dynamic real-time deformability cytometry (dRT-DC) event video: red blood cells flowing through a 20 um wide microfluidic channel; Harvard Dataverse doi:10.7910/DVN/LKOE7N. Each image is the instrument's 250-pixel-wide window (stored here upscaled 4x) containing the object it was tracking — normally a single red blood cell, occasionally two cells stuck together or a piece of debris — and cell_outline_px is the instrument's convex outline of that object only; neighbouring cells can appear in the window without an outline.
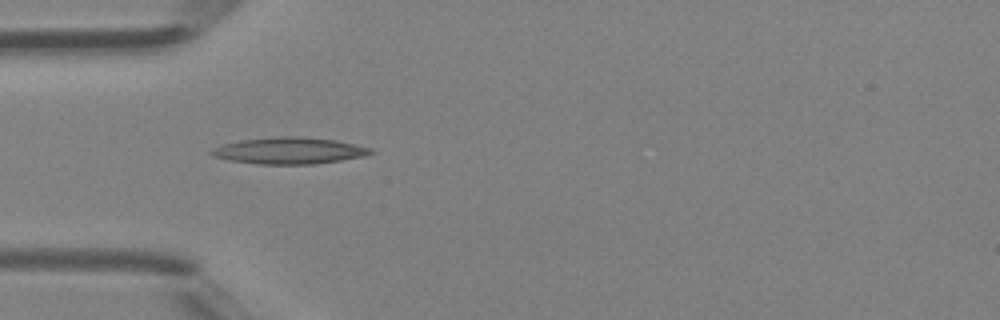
{"species": "Egyptian fruit bat (a non-hibernating species)", "species_latin": "Rousettus aegyptiacus", "temperature_condition": "room temperature", "stored_images_in_passage": 26, "camera_frame_rate_fps": 3000, "um_per_image_px": 0.085, "animal": {"sex": "female"}, "frame": {"image": 1, "passage_image": 1, "time_ms": 0.0, "image_size_px": [1000, 320], "cell_outline_px": [[376, 152], [364, 156], [340, 160], [312, 164], [260, 164], [232, 160], [212, 156], [208, 152], [212, 148], [224, 144], [240, 140], [276, 136], [304, 136], [336, 140], [372, 148]], "centroid_in_image_um": [24.6, 12.79], "position_along_channel_um": 60.4, "area_um2": 24.68}}
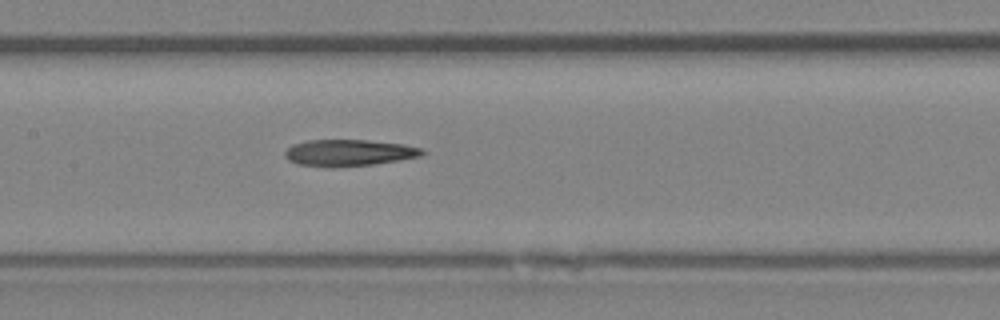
{"frame": {"image": 2, "passage_image": 9, "time_ms": 2.667, "image_size_px": [1000, 320], "cell_outline_px": [[428, 152], [420, 156], [400, 160], [372, 164], [332, 168], [296, 164], [288, 160], [284, 156], [284, 152], [292, 144], [308, 140], [368, 140], [404, 144], [424, 148]], "centroid_in_image_um": [29.66, 12.99], "position_along_channel_um": 177.7, "area_um2": 21.56}}
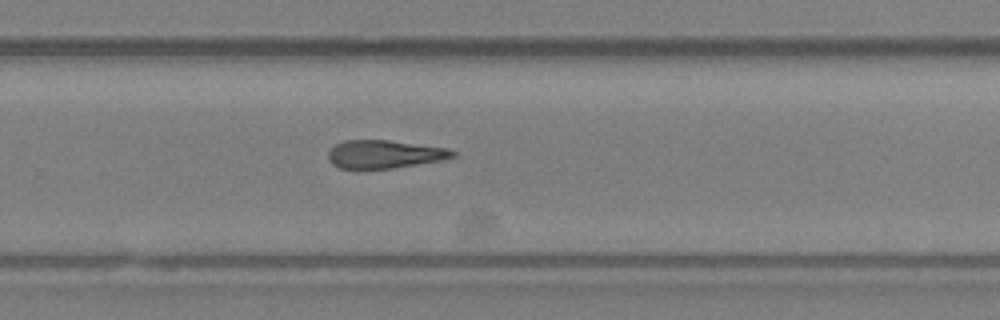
{"frame": {"image": 3, "passage_image": 17, "time_ms": 5.333, "image_size_px": [1000, 320], "cell_outline_px": [[456, 156], [440, 160], [392, 168], [340, 168], [332, 164], [328, 160], [328, 152], [336, 144], [344, 140], [388, 140], [448, 148], [456, 152]], "centroid_in_image_um": [32.67, 13.1], "position_along_channel_um": 297.1, "area_um2": 20.17}, "authors_computed_cell_mechanics": {"area_um2": 21.2415, "velocity_mm_per_s": 4.4907, "shape_relaxation_time_tau1_ms": null, "shape_relaxation_time_tau2_ms": 2.5606, "deformation_change_tau1": null, "deformation_change_tau2": 0.1359}}